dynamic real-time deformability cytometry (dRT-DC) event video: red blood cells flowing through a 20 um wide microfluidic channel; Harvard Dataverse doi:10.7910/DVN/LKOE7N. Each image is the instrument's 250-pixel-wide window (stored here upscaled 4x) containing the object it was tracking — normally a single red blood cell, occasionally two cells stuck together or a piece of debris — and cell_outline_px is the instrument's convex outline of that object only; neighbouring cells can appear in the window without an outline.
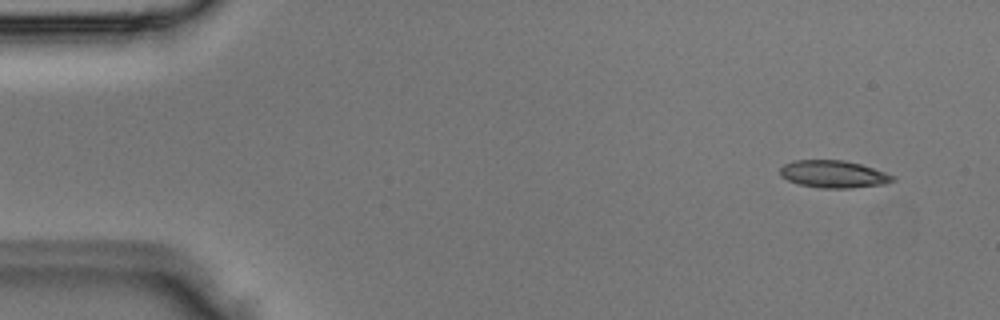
{"species": "Egyptian fruit bat (a non-hibernating species)", "species_latin": "Rousettus aegyptiacus", "temperature_condition": "room temperature", "stored_images_in_passage": 3, "camera_frame_rate_fps": 3000, "um_per_image_px": 0.085, "animal": {"sex": "male"}, "frame": {"image": 1, "passage_image": 1, "time_ms": 0.0, "image_size_px": [1000, 320], "cell_outline_px": [[896, 180], [884, 184], [848, 188], [824, 188], [800, 184], [788, 180], [780, 176], [780, 168], [784, 164], [792, 160], [844, 160], [860, 164], [896, 176]], "centroid_in_image_um": [70.84, 14.79], "position_along_channel_um": 14.2, "area_um2": 17.86}}
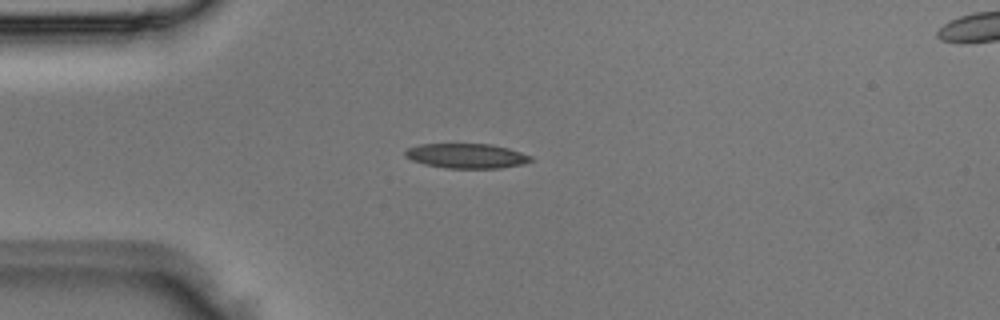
{"frame": {"image": 2, "passage_image": 3, "time_ms": 0.667, "image_size_px": [1000, 320], "cell_outline_px": [[532, 160], [524, 164], [500, 168], [444, 168], [424, 164], [412, 160], [404, 156], [404, 152], [408, 148], [420, 144], [492, 144], [508, 148], [532, 156]], "centroid_in_image_um": [39.65, 13.25], "position_along_channel_um": 45.4, "area_um2": 18.15}}